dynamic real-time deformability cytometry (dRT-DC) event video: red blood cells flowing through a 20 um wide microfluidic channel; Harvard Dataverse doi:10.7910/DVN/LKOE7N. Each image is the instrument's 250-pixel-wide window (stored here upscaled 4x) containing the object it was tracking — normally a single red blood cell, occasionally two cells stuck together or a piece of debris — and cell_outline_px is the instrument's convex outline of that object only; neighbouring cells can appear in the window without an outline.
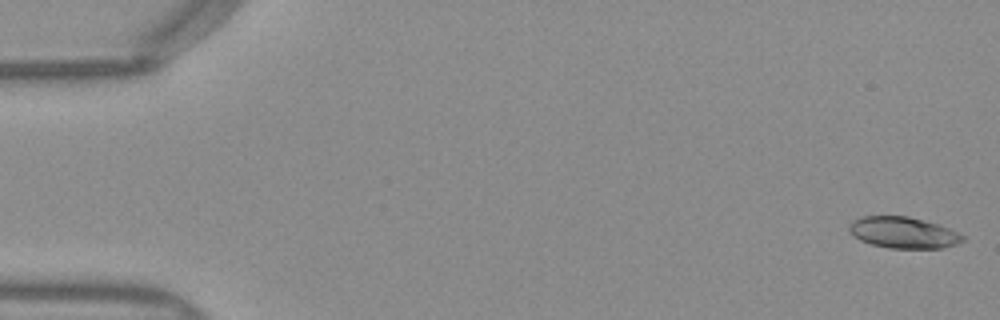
{"species": "Egyptian fruit bat (a non-hibernating species)", "species_latin": "Rousettus aegyptiacus", "temperature_condition": "warm", "stored_images_in_passage": 45, "camera_frame_rate_fps": 3000, "um_per_image_px": 0.085, "frame": {"image": 1, "passage_image": 1, "time_ms": 0.0, "image_size_px": [1000, 320], "cell_outline_px": [[964, 240], [956, 244], [944, 248], [888, 248], [872, 244], [860, 240], [848, 228], [848, 224], [852, 220], [860, 216], [908, 216], [940, 224], [960, 232], [964, 236]], "centroid_in_image_um": [76.81, 19.76], "position_along_channel_um": 8.2, "area_um2": 20.87}}
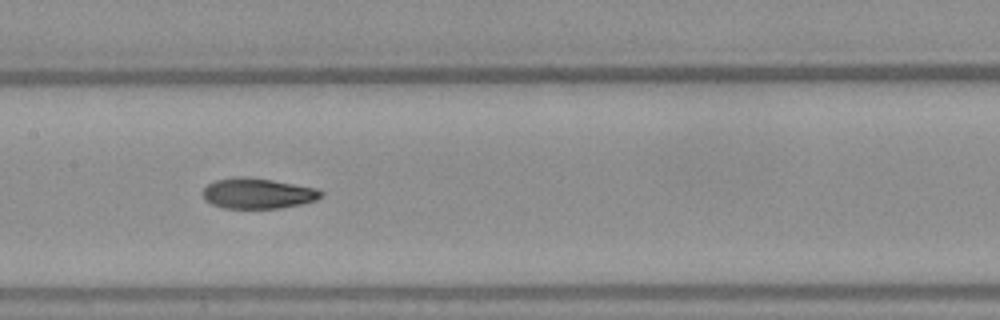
{"frame": {"image": 2, "passage_image": 25, "time_ms": 8.0, "image_size_px": [1000, 320], "cell_outline_px": [[324, 196], [316, 200], [300, 204], [280, 208], [224, 208], [212, 204], [204, 200], [200, 192], [208, 184], [216, 180], [236, 176], [240, 176], [272, 180], [316, 188], [324, 192]], "centroid_in_image_um": [21.88, 16.44], "position_along_channel_um": 185.5, "area_um2": 21.1}}
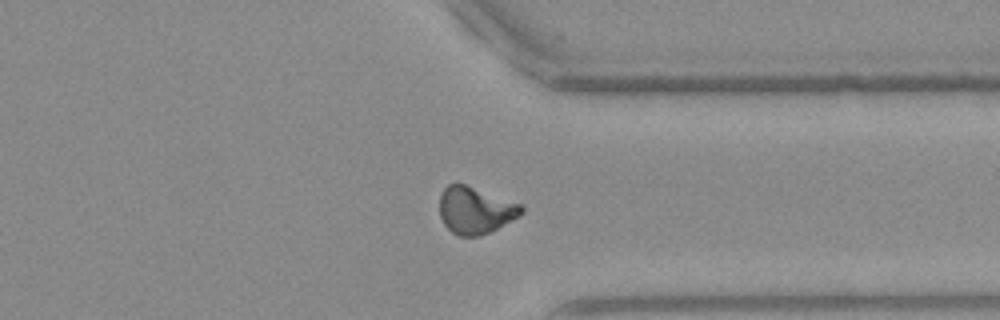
{"frame": {"image": 3, "passage_image": 39, "time_ms": 12.667, "image_size_px": [1000, 320], "cell_outline_px": [[524, 212], [520, 216], [480, 236], [460, 236], [452, 232], [444, 224], [440, 216], [440, 196], [444, 188], [448, 184], [464, 184], [520, 204], [524, 208]], "centroid_in_image_um": [40.39, 17.88], "position_along_channel_um": 371.0, "area_um2": 22.02}}